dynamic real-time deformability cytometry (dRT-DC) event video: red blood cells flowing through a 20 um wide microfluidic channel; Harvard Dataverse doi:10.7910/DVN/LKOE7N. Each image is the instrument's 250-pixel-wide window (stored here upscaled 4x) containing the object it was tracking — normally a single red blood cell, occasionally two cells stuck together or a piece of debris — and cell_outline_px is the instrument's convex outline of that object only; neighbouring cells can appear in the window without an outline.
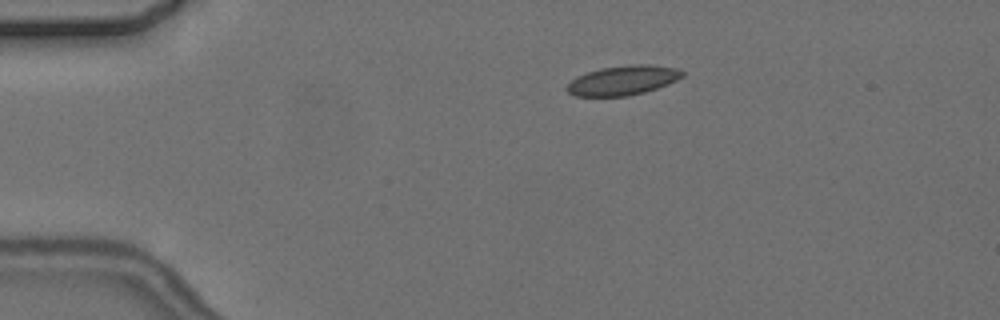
{"species": "common noctule bat (a hibernating species)", "species_latin": "Nyctalus noctula", "temperature_condition": "cold", "stored_images_in_passage": 4, "segment_of_instrument_passage": [1, 2], "camera_frame_rate_fps": 3000, "um_per_image_px": 0.085, "animal": {"sex": "female", "body_mass_g": 24.6, "forearm_length_mm": 56.2}, "frame": {"image": 1, "passage_image": 2, "time_ms": 1.0, "image_size_px": [1000, 320], "cell_outline_px": [[684, 76], [668, 84], [644, 92], [628, 96], [576, 96], [568, 92], [564, 88], [576, 76], [600, 68], [628, 64], [648, 64], [676, 68], [684, 72]], "centroid_in_image_um": [52.93, 6.82], "position_along_channel_um": 32.1, "area_um2": 19.88}}